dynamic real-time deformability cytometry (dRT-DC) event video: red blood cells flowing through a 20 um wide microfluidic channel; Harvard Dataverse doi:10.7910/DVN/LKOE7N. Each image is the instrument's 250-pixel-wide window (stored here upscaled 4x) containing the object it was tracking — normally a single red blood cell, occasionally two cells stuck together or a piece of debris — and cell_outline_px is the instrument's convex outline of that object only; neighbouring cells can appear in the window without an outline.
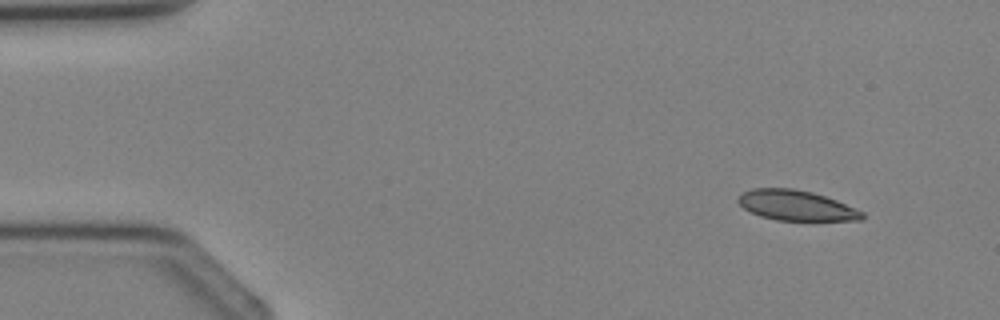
{"species": "Egyptian fruit bat (a non-hibernating species)", "species_latin": "Rousettus aegyptiacus", "temperature_condition": "cold", "stored_images_in_passage": 3, "segment_of_instrument_passage": [2, 2], "camera_frame_rate_fps": 3000, "um_per_image_px": 0.085, "animal": {"sex": "female"}, "frame": {"image": 1, "passage_image": 3, "time_ms": 3.333, "image_size_px": [1000, 320], "cell_outline_px": [[864, 220], [776, 220], [760, 216], [744, 208], [736, 200], [744, 192], [752, 188], [792, 188], [812, 192], [836, 200], [864, 212]], "centroid_in_image_um": [67.68, 17.46], "position_along_channel_um": 17.3, "area_um2": 21.62}}